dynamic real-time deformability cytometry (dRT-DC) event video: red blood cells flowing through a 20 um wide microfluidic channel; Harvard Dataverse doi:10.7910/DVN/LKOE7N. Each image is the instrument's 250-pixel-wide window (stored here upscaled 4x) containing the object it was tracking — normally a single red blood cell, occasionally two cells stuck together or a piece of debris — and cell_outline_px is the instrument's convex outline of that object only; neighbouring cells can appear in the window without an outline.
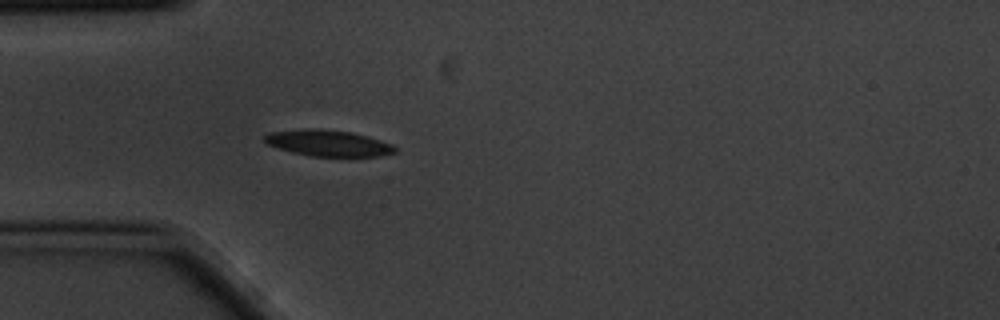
{"species": "common noctule bat (a hibernating species)", "species_latin": "Nyctalus noctula", "temperature_condition": "cold", "stored_images_in_passage": 4, "camera_frame_rate_fps": 3000, "um_per_image_px": 0.085, "animal": {"sex": "male", "body_mass_g": 20.1, "forearm_length_mm": 53.5}, "frame": {"image": 1, "passage_image": 4, "time_ms": 1.0, "image_size_px": [1000, 320], "cell_outline_px": [[396, 152], [380, 156], [308, 156], [292, 152], [268, 144], [264, 140], [264, 136], [268, 132], [304, 128], [320, 128], [352, 132], [368, 136], [392, 144], [396, 148]], "centroid_in_image_um": [27.89, 12.15], "position_along_channel_um": 57.1, "area_um2": 20.0}}